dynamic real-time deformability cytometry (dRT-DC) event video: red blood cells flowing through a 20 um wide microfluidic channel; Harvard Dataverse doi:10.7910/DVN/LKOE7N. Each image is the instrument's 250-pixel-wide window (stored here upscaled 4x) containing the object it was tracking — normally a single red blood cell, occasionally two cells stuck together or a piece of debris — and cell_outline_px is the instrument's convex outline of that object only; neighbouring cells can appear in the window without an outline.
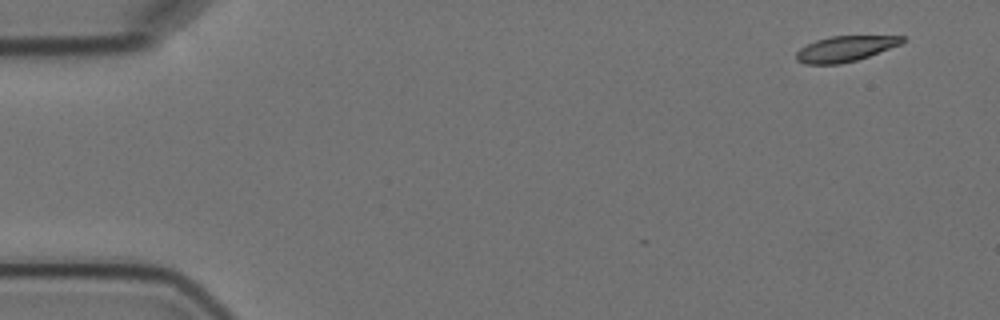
{"species": "Egyptian fruit bat (a non-hibernating species)", "species_latin": "Rousettus aegyptiacus", "temperature_condition": "cold", "stored_images_in_passage": 3, "camera_frame_rate_fps": 3000, "um_per_image_px": 0.085, "animal": {"sex": "female"}, "frame": {"image": 1, "passage_image": 1, "time_ms": 0.0, "image_size_px": [1000, 320], "cell_outline_px": [[908, 40], [900, 44], [868, 56], [856, 60], [840, 64], [804, 64], [796, 60], [796, 52], [800, 48], [816, 40], [832, 36], [908, 36]], "centroid_in_image_um": [71.85, 4.14], "position_along_channel_um": 13.2, "area_um2": 15.72}}